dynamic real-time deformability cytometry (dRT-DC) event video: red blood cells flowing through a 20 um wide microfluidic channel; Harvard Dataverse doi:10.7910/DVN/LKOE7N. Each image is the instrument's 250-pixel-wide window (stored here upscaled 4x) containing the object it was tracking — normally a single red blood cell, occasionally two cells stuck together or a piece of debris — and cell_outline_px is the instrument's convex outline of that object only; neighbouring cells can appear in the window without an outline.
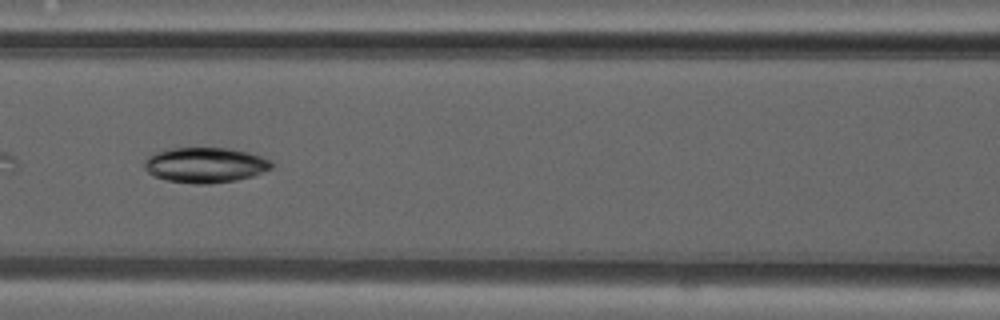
{"species": "common noctule bat (a hibernating species)", "species_latin": "Nyctalus noctula", "temperature_condition": "warm", "stored_images_in_passage": 38, "camera_frame_rate_fps": 3000, "um_per_image_px": 0.085, "animal": {"sex": "male", "forearm_length_mm": 52.5}, "frame": {"image": 1, "passage_image": 12, "time_ms": 3.667, "image_size_px": [1000, 320], "cell_outline_px": [[276, 164], [272, 168], [252, 176], [236, 180], [208, 184], [196, 184], [164, 180], [152, 176], [144, 168], [144, 164], [148, 156], [172, 148], [228, 148], [248, 152], [272, 160]], "centroid_in_image_um": [17.47, 14.04], "position_along_channel_um": 149.1, "area_um2": 26.18}}